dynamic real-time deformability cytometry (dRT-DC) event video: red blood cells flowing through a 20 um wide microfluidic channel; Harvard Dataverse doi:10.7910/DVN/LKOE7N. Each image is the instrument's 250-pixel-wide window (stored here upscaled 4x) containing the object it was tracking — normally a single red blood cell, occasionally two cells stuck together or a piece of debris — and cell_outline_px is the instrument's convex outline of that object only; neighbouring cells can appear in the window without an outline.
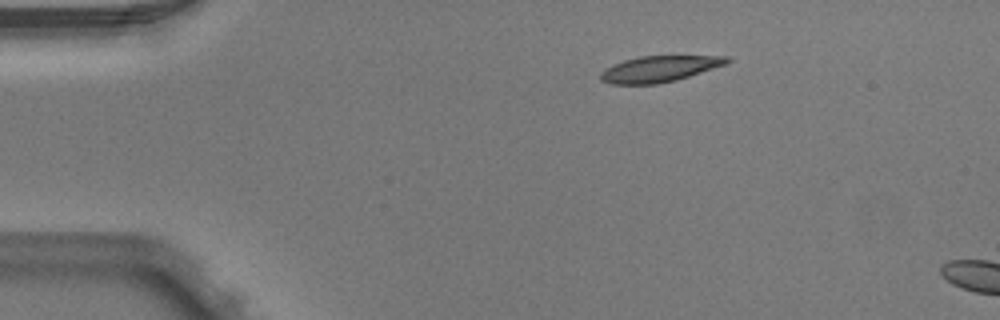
{"species": "Egyptian fruit bat (a non-hibernating species)", "species_latin": "Rousettus aegyptiacus", "temperature_condition": "warm", "stored_images_in_passage": 2, "camera_frame_rate_fps": 3000, "um_per_image_px": 0.085, "animal": {"sex": "male"}, "frame": {"image": 1, "passage_image": 1, "time_ms": 0.0, "image_size_px": [1000, 320], "cell_outline_px": [[732, 60], [728, 64], [676, 80], [656, 84], [612, 84], [600, 80], [600, 72], [604, 68], [612, 64], [624, 60], [640, 56], [728, 56]], "centroid_in_image_um": [56.04, 5.85], "position_along_channel_um": 29.0, "area_um2": 19.31}}